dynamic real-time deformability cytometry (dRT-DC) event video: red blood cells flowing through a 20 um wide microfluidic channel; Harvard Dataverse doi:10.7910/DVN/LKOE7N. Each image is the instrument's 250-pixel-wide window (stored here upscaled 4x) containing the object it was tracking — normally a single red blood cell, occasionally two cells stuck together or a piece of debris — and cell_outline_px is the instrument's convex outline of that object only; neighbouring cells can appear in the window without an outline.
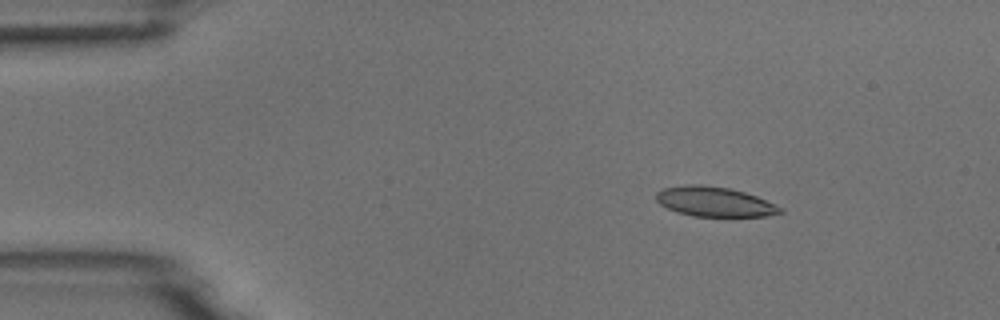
{"species": "common noctule bat (a hibernating species)", "species_latin": "Nyctalus noctula", "temperature_condition": "room temperature", "stored_images_in_passage": 5, "camera_frame_rate_fps": 3000, "um_per_image_px": 0.085, "animal": {"sex": "male", "body_mass_g": 18.8}, "frame": {"image": 1, "passage_image": 3, "time_ms": 2.333, "image_size_px": [1000, 320], "cell_outline_px": [[784, 212], [768, 216], [692, 216], [676, 212], [660, 204], [656, 200], [656, 192], [664, 188], [684, 184], [704, 184], [732, 188], [756, 196], [784, 208]], "centroid_in_image_um": [60.73, 17.13], "position_along_channel_um": 24.3, "area_um2": 21.73}}
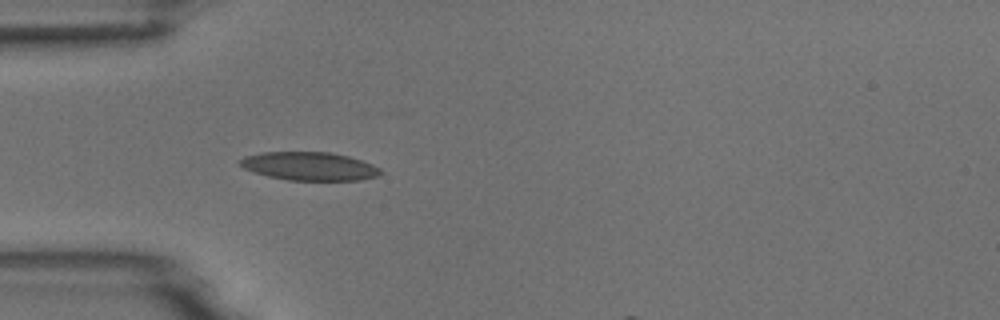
{"frame": {"image": 2, "passage_image": 5, "time_ms": 5.0, "image_size_px": [1000, 320], "cell_outline_px": [[384, 172], [376, 176], [360, 180], [288, 180], [268, 176], [244, 168], [236, 160], [244, 156], [260, 152], [328, 152], [348, 156], [372, 164], [380, 168]], "centroid_in_image_um": [26.28, 14.12], "position_along_channel_um": 58.7, "area_um2": 23.18}}